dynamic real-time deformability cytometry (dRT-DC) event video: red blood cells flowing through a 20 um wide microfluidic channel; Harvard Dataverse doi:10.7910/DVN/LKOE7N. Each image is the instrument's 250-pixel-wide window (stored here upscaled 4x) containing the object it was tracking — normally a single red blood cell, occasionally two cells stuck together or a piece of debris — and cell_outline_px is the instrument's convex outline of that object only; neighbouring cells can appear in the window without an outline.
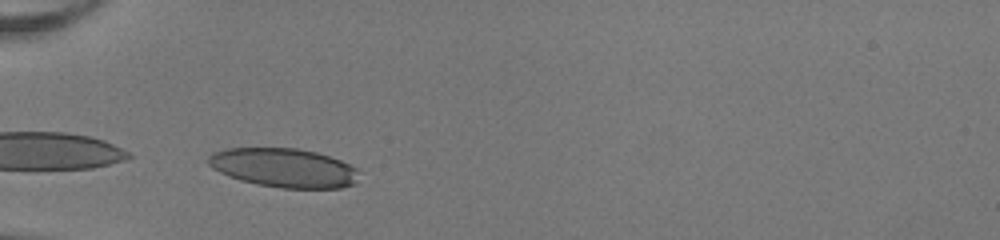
{"species": "human", "species_latin": "Homo sapiens", "temperature_condition": "room temperature", "stored_images_in_passage": 29, "camera_frame_rate_fps": 3000, "um_per_image_px": 0.085, "donor": {"sex": "female"}, "frame": {"image": 1, "passage_image": 1, "time_ms": 0.0, "image_size_px": [1000, 240], "cell_outline_px": [[360, 172], [356, 184], [340, 188], [280, 188], [256, 184], [240, 180], [228, 176], [212, 168], [208, 164], [208, 156], [212, 152], [228, 148], [296, 148], [316, 152], [340, 160], [356, 168]], "centroid_in_image_um": [24.13, 14.27], "position_along_channel_um": 60.9, "area_um2": 34.45}}
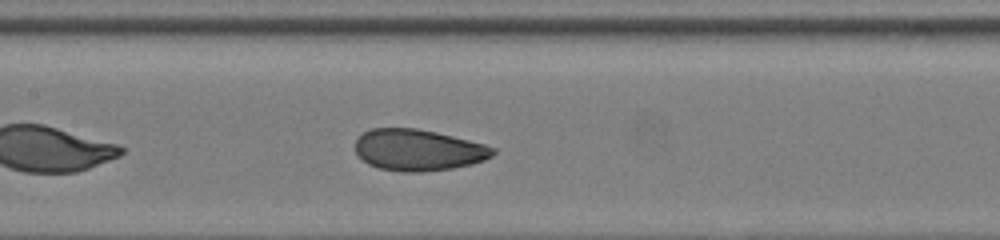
{"frame": {"image": 2, "passage_image": 10, "time_ms": 3.0, "image_size_px": [1000, 240], "cell_outline_px": [[496, 152], [492, 156], [484, 160], [472, 164], [452, 168], [420, 172], [404, 172], [380, 168], [368, 164], [356, 152], [356, 140], [364, 132], [372, 128], [416, 128], [436, 132], [484, 144], [496, 148]], "centroid_in_image_um": [35.57, 12.75], "position_along_channel_um": 171.8, "area_um2": 33.0}}
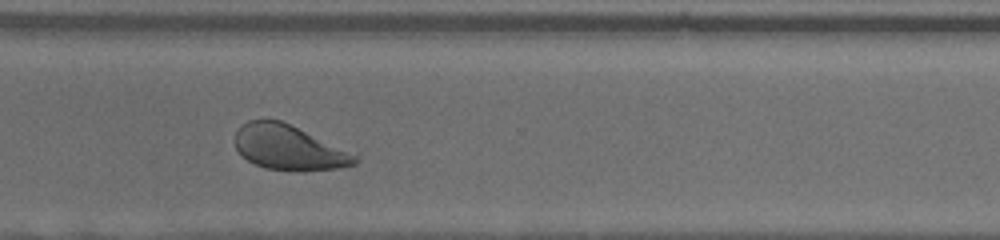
{"frame": {"image": 3, "passage_image": 23, "time_ms": 7.333, "image_size_px": [1000, 240], "cell_outline_px": [[360, 152], [356, 164], [340, 168], [304, 172], [300, 172], [264, 168], [248, 160], [236, 148], [232, 140], [236, 128], [248, 120], [280, 120]], "centroid_in_image_um": [24.65, 12.55], "position_along_channel_um": 345.9, "area_um2": 32.66}, "authors_computed_cell_mechanics": {"area_um2": 33.0038, "velocity_mm_per_s": 4.0294, "shape_relaxation_time_tau1_ms": 2.6053, "shape_relaxation_time_tau2_ms": 0.713, "deformation_change_tau1": 0.1282, "deformation_change_tau2": 0.0572}}